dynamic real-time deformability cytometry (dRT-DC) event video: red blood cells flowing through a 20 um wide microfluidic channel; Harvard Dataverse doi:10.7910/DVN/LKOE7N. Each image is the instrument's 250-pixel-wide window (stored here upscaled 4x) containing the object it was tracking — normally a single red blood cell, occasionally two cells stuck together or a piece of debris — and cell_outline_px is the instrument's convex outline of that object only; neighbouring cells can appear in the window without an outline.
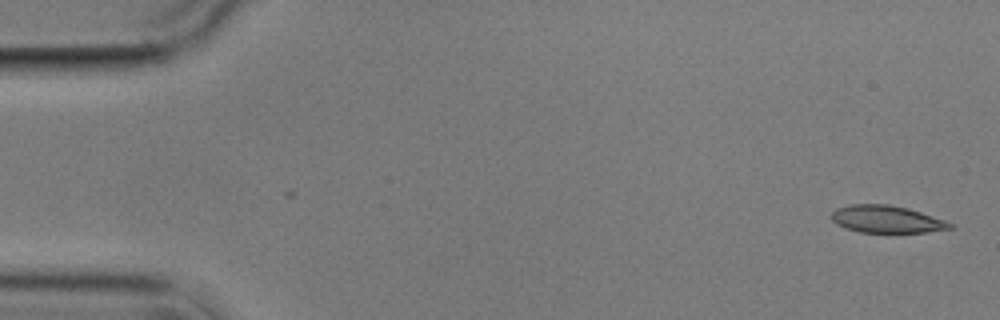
{"species": "common noctule bat (a hibernating species)", "species_latin": "Nyctalus noctula", "temperature_condition": "cold", "stored_images_in_passage": 2, "camera_frame_rate_fps": 3000, "um_per_image_px": 0.085, "animal": {"sex": "male", "body_mass_g": 17.9}, "frame": {"image": 1, "passage_image": 2, "time_ms": 1.0, "image_size_px": [1000, 320], "cell_outline_px": [[956, 228], [928, 232], [860, 232], [844, 228], [836, 224], [832, 220], [832, 212], [836, 208], [852, 204], [888, 204], [908, 208], [944, 220], [952, 224]], "centroid_in_image_um": [75.35, 18.63], "position_along_channel_um": 9.6, "area_um2": 18.84}}